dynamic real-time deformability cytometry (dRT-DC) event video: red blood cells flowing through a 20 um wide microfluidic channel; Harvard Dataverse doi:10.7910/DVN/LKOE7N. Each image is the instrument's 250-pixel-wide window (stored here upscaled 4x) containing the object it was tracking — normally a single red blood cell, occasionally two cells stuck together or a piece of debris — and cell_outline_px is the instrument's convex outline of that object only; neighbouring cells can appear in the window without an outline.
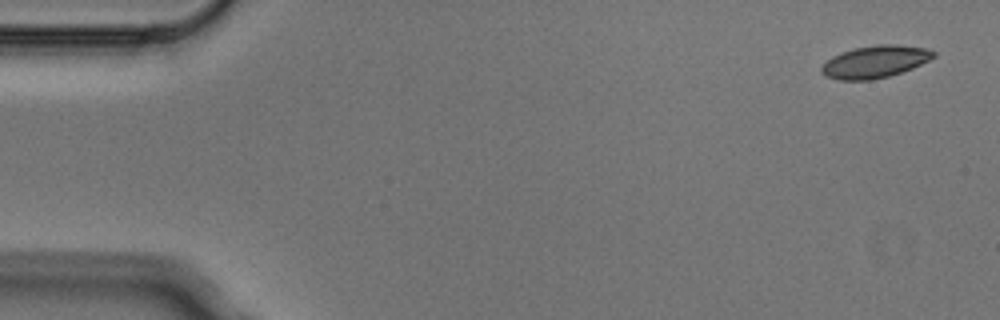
{"species": "Egyptian fruit bat (a non-hibernating species)", "species_latin": "Rousettus aegyptiacus", "temperature_condition": "cold", "stored_images_in_passage": 4, "segment_of_instrument_passage": [2, 2], "camera_frame_rate_fps": 3000, "um_per_image_px": 0.085, "animal": {"sex": "male"}, "frame": {"image": 1, "passage_image": 4, "time_ms": 1.0, "image_size_px": [1000, 320], "cell_outline_px": [[936, 56], [912, 68], [888, 76], [868, 80], [840, 80], [824, 76], [820, 72], [820, 68], [832, 56], [840, 52], [856, 48], [876, 44], [896, 44], [928, 48], [936, 52]], "centroid_in_image_um": [74.37, 5.24], "position_along_channel_um": 10.6, "area_um2": 21.04}}